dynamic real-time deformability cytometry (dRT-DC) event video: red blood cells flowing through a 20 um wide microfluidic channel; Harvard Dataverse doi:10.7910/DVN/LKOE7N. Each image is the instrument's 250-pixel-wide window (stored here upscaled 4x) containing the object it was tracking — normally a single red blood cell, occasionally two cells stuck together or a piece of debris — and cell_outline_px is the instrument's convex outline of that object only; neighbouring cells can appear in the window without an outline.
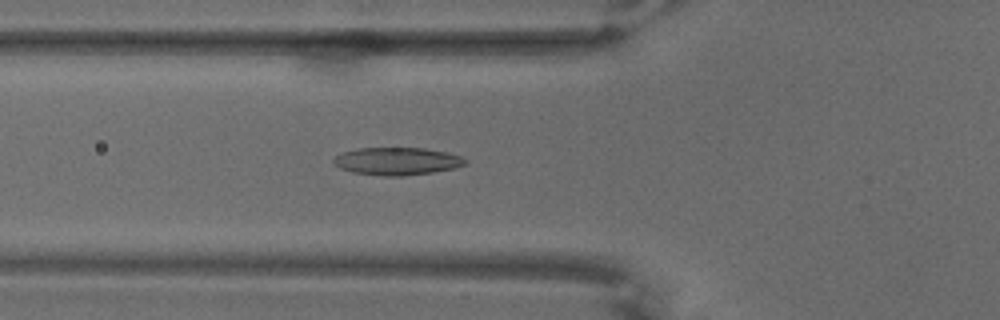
{"species": "common noctule bat (a hibernating species)", "species_latin": "Nyctalus noctula", "temperature_condition": "warm", "stored_images_in_passage": 67, "camera_frame_rate_fps": 3000, "um_per_image_px": 0.085, "animal": {"sex": "male", "body_mass_g": 18.8}, "frame": {"image": 1, "passage_image": 25, "time_ms": 8.0, "image_size_px": [1000, 320], "cell_outline_px": [[468, 160], [464, 164], [452, 168], [432, 172], [400, 176], [384, 176], [352, 172], [340, 168], [332, 164], [332, 160], [336, 156], [344, 152], [360, 148], [424, 148], [444, 152], [460, 156]], "centroid_in_image_um": [33.7, 13.7], "position_along_channel_um": 92.1, "area_um2": 20.92}}
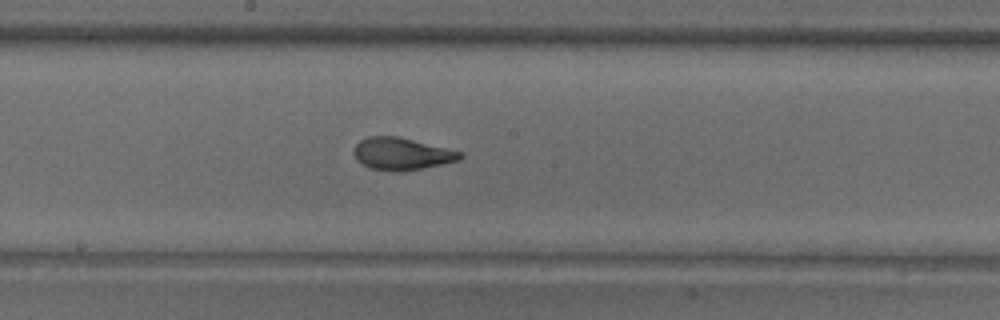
{"frame": {"image": 2, "passage_image": 37, "time_ms": 12.0, "image_size_px": [1000, 320], "cell_outline_px": [[464, 156], [460, 160], [400, 172], [392, 172], [368, 168], [356, 160], [352, 152], [356, 144], [360, 140], [368, 136], [396, 136], [460, 152]], "centroid_in_image_um": [34.06, 13.09], "position_along_channel_um": 214.1, "area_um2": 19.77}}
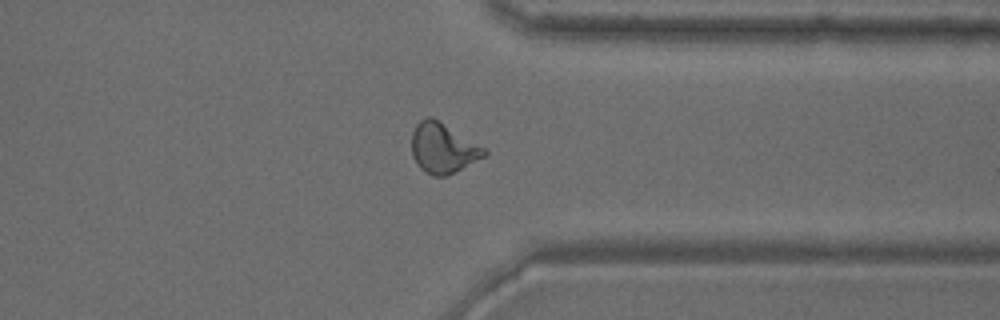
{"frame": {"image": 3, "passage_image": 53, "time_ms": 17.333, "image_size_px": [1000, 320], "cell_outline_px": [[488, 152], [484, 156], [444, 176], [432, 176], [424, 172], [416, 164], [412, 156], [412, 132], [416, 124], [420, 120], [428, 116], [432, 116], [484, 148]], "centroid_in_image_um": [37.58, 12.58], "position_along_channel_um": 373.8, "area_um2": 20.75}}